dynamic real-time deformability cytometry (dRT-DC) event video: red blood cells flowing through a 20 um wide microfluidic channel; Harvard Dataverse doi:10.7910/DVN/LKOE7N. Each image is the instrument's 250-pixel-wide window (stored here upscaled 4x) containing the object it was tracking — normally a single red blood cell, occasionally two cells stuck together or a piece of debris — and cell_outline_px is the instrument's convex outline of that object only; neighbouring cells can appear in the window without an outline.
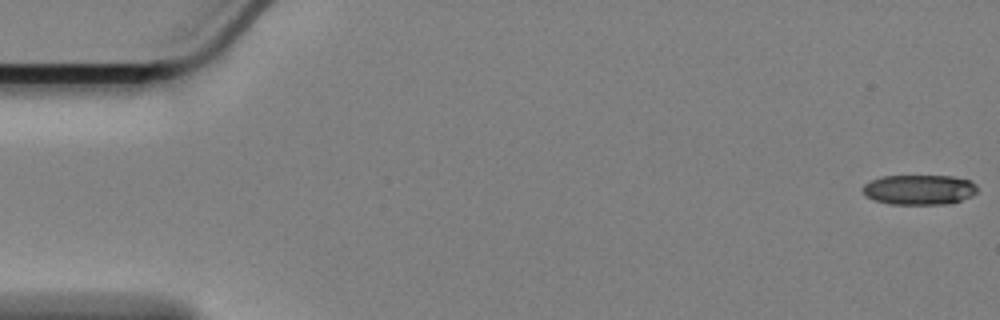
{"species": "Egyptian fruit bat (a non-hibernating species)", "species_latin": "Rousettus aegyptiacus", "temperature_condition": "cold", "stored_images_in_passage": 59, "camera_frame_rate_fps": 3000, "um_per_image_px": 0.085, "animal": {"sex": "female"}, "frame": {"image": 1, "passage_image": 1, "time_ms": 0.0, "image_size_px": [1000, 320], "cell_outline_px": [[976, 192], [972, 196], [948, 204], [888, 204], [872, 200], [864, 196], [860, 188], [864, 184], [872, 180], [884, 176], [952, 176], [972, 180], [976, 184]], "centroid_in_image_um": [78.1, 16.13], "position_along_channel_um": 6.9, "area_um2": 20.29}}
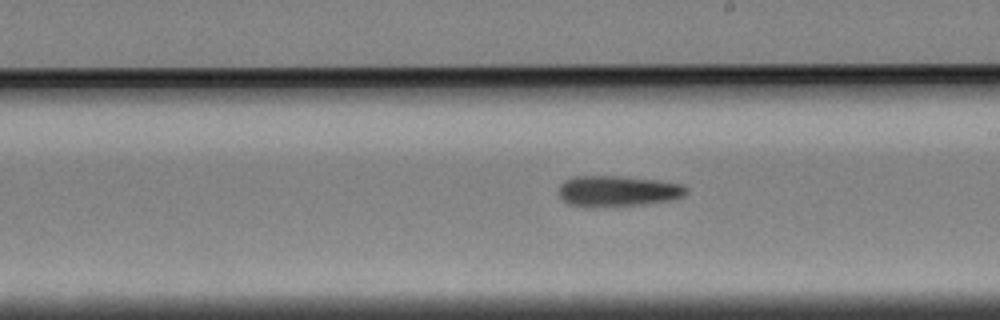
{"frame": {"image": 2, "passage_image": 33, "time_ms": 10.667, "image_size_px": [1000, 320], "cell_outline_px": [[688, 192], [684, 196], [672, 200], [644, 204], [600, 208], [584, 208], [568, 204], [560, 196], [560, 184], [564, 180], [576, 176], [616, 176], [656, 180], [680, 184], [688, 188]], "centroid_in_image_um": [52.49, 16.27], "position_along_channel_um": 236.5, "area_um2": 23.24}}
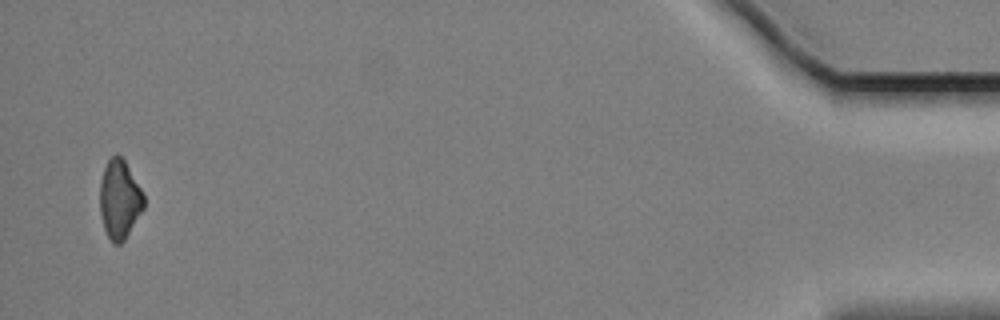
{"frame": {"image": 3, "passage_image": 57, "time_ms": 18.667, "image_size_px": [1000, 320], "cell_outline_px": [[144, 208], [124, 240], [120, 244], [112, 244], [104, 228], [100, 216], [100, 184], [104, 168], [108, 160], [116, 152], [124, 160], [144, 192]], "centroid_in_image_um": [10.16, 16.95], "position_along_channel_um": 425.0, "area_um2": 20.23}, "authors_computed_cell_mechanics": {"area_um2": 21.964, "velocity_mm_per_s": 3.4159, "shape_relaxation_time_tau1_ms": 5.7393, "shape_relaxation_time_tau2_ms": null, "deformation_change_tau1": 0.1507, "deformation_change_tau2": null}}